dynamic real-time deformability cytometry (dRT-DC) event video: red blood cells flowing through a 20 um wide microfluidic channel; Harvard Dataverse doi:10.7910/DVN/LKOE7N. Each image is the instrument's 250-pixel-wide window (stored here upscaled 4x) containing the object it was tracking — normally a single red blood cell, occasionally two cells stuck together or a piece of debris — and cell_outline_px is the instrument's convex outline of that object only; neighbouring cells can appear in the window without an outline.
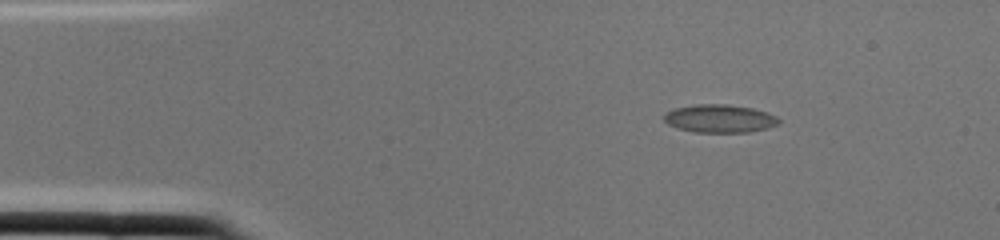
{"species": "common noctule bat (a hibernating species)", "species_latin": "Nyctalus noctula", "temperature_condition": "cold", "stored_images_in_passage": 1, "camera_frame_rate_fps": 3000, "um_per_image_px": 0.085, "animal": {"sex": "female", "body_mass_g": 22.0, "forearm_length_mm": 56.7}, "frame": {"image": 1, "passage_image": 1, "time_ms": 0.0, "image_size_px": [1000, 240], "cell_outline_px": [[780, 124], [768, 128], [748, 132], [692, 132], [676, 128], [668, 124], [664, 120], [664, 116], [668, 112], [676, 108], [696, 104], [724, 104], [752, 108], [768, 112], [776, 116], [780, 120]], "centroid_in_image_um": [61.2, 10.08], "position_along_channel_um": 23.8, "area_um2": 18.79}}